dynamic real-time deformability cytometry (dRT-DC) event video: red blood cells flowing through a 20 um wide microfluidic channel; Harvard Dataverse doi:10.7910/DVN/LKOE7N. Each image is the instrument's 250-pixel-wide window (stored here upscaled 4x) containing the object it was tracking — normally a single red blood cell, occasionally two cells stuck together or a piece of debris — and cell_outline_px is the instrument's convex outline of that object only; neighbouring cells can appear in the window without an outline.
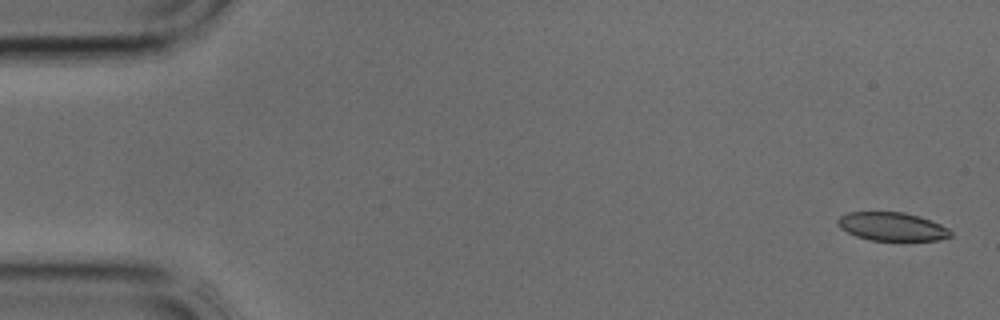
{"species": "common noctule bat (a hibernating species)", "species_latin": "Nyctalus noctula", "temperature_condition": "cold", "stored_images_in_passage": 39, "camera_frame_rate_fps": 3000, "um_per_image_px": 0.085, "animal": {"sex": "male", "body_mass_g": 17.9, "forearm_length_mm": 54.2}, "frame": {"image": 1, "passage_image": 1, "time_ms": 0.0, "image_size_px": [1000, 320], "cell_outline_px": [[952, 236], [940, 240], [904, 244], [868, 240], [856, 236], [840, 228], [836, 224], [836, 220], [840, 216], [848, 212], [904, 212], [920, 216], [940, 224], [948, 228], [952, 232]], "centroid_in_image_um": [75.87, 19.32], "position_along_channel_um": 9.1, "area_um2": 19.83}}
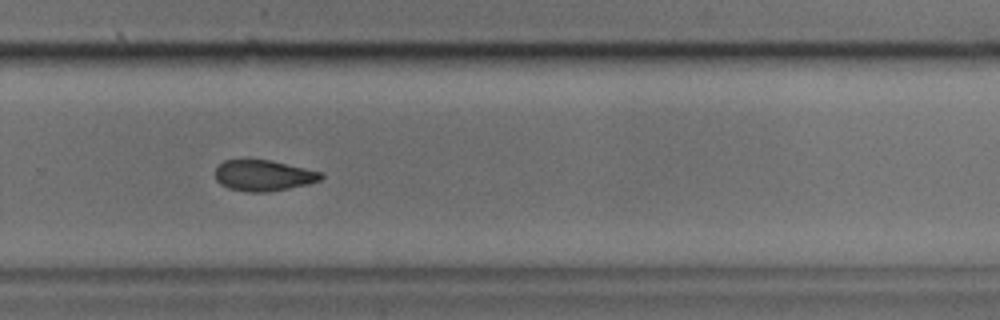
{"frame": {"image": 2, "passage_image": 26, "time_ms": 8.333, "image_size_px": [1000, 320], "cell_outline_px": [[324, 176], [320, 180], [308, 184], [268, 192], [244, 192], [228, 188], [220, 184], [216, 180], [216, 168], [224, 160], [268, 160], [324, 172]], "centroid_in_image_um": [22.4, 14.93], "position_along_channel_um": 307.4, "area_um2": 19.02}}
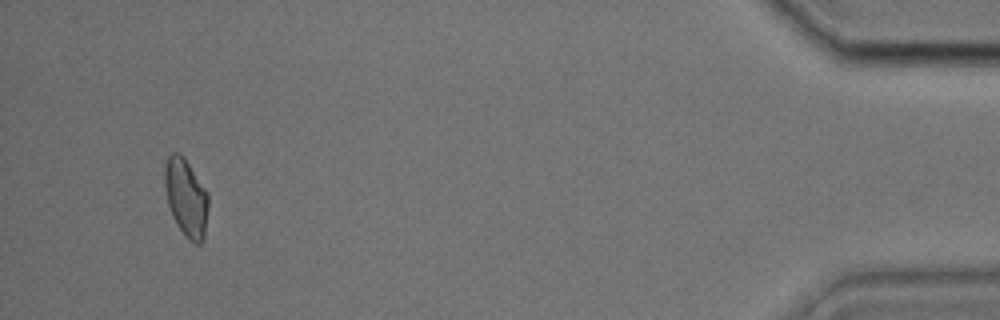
{"frame": {"image": 3, "passage_image": 37, "time_ms": 12.0, "image_size_px": [1000, 320], "cell_outline_px": [[208, 208], [204, 240], [200, 244], [196, 244], [188, 240], [176, 224], [172, 216], [168, 204], [164, 184], [164, 164], [168, 156], [172, 152], [180, 152], [184, 156], [208, 192]], "centroid_in_image_um": [15.81, 16.78], "position_along_channel_um": 419.4, "area_um2": 20.17}}